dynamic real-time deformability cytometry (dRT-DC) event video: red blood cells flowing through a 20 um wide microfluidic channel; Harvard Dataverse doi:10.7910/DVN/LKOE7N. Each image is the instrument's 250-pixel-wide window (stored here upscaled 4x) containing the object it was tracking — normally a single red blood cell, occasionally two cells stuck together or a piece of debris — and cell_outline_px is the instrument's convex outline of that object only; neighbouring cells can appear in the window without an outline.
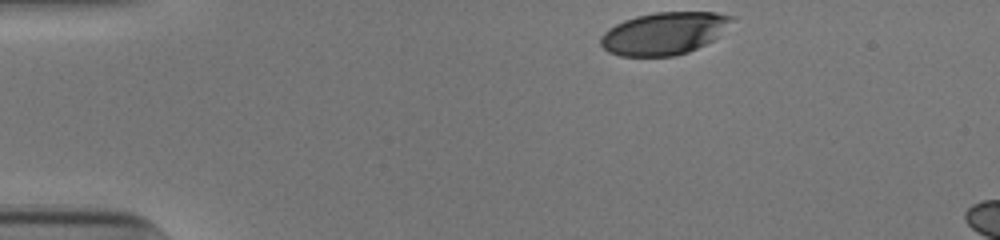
{"species": "human", "species_latin": "Homo sapiens", "temperature_condition": "cold", "stored_images_in_passage": 7, "camera_frame_rate_fps": 3000, "um_per_image_px": 0.085, "donor": {"sex": "male"}, "frame": {"image": 1, "passage_image": 1, "time_ms": 0.0, "image_size_px": [1000, 240], "cell_outline_px": [[736, 16], [712, 40], [688, 52], [676, 56], [620, 56], [608, 52], [600, 44], [600, 36], [608, 28], [624, 20], [636, 16], [656, 12], [716, 12]], "centroid_in_image_um": [56.4, 2.83], "position_along_channel_um": 28.6, "area_um2": 32.19}}